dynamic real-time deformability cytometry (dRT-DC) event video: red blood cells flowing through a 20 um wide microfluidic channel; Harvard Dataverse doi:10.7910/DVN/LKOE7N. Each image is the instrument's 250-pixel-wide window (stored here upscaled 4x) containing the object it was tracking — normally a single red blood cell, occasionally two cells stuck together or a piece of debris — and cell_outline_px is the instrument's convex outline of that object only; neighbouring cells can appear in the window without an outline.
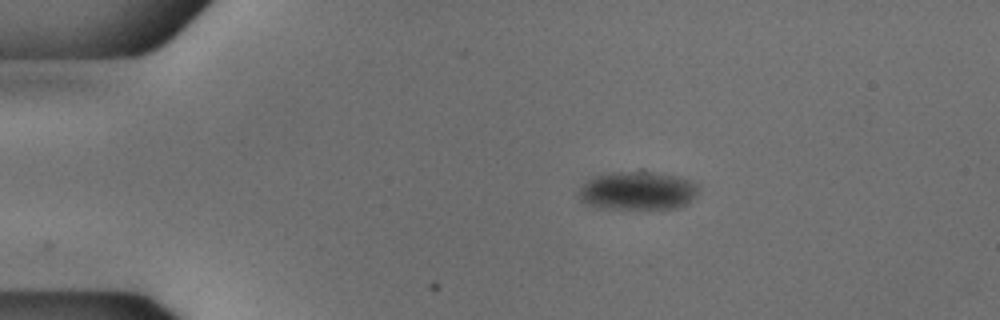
{"species": "common noctule bat (a hibernating species)", "species_latin": "Nyctalus noctula", "temperature_condition": "cold", "stored_images_in_passage": 45, "camera_frame_rate_fps": 3000, "um_per_image_px": 0.085, "animal": {"sex": "male", "body_mass_g": 18.8}, "frame": {"image": 1, "passage_image": 1, "time_ms": 0.0, "image_size_px": [1000, 320], "cell_outline_px": [[696, 196], [688, 204], [680, 208], [660, 212], [596, 208], [584, 204], [580, 200], [580, 188], [592, 176], [612, 172], [640, 168], [644, 168], [680, 176], [692, 180], [696, 184]], "centroid_in_image_um": [54.24, 16.23], "position_along_channel_um": 30.8, "area_um2": 29.02}}
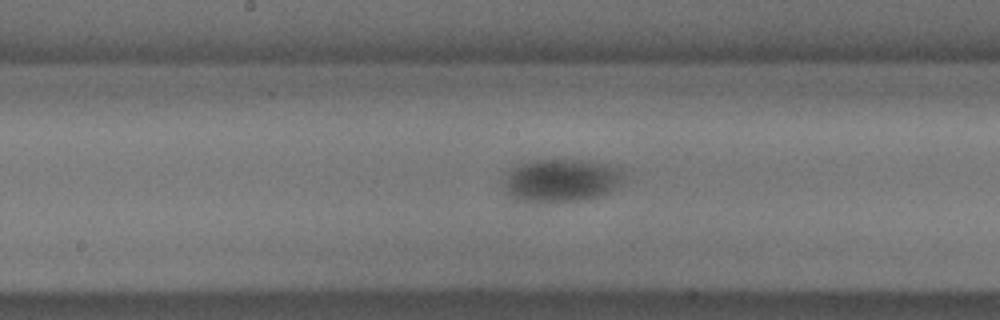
{"frame": {"image": 2, "passage_image": 19, "time_ms": 6.0, "image_size_px": [1000, 320], "cell_outline_px": [[624, 180], [620, 184], [608, 192], [596, 196], [580, 200], [516, 200], [504, 188], [500, 176], [512, 168], [520, 164], [532, 160], [580, 160], [604, 164], [620, 168]], "centroid_in_image_um": [47.64, 15.3], "position_along_channel_um": 200.6, "area_um2": 29.48}}
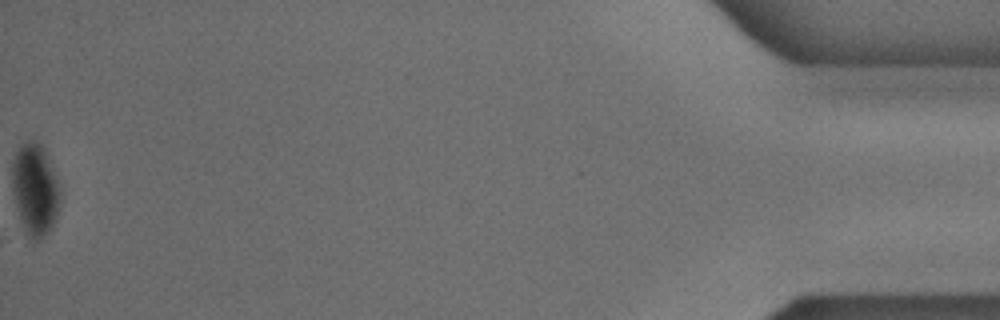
{"frame": {"image": 3, "passage_image": 45, "time_ms": 14.667, "image_size_px": [1000, 320], "cell_outline_px": [[60, 204], [56, 220], [48, 232], [44, 236], [36, 240], [32, 240], [24, 228], [12, 192], [12, 164], [16, 152], [28, 140], [36, 140], [44, 148], [56, 176], [60, 192]], "centroid_in_image_um": [3.0, 16.09], "position_along_channel_um": 432.2, "area_um2": 25.37}}